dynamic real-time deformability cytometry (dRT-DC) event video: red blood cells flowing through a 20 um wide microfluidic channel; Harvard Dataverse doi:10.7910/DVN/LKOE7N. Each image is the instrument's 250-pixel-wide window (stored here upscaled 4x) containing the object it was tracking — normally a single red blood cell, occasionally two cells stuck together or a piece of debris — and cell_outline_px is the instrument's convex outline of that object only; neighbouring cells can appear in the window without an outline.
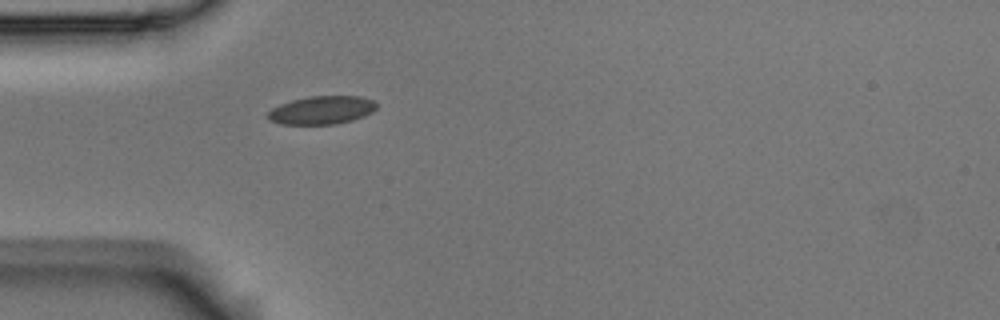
{"species": "Egyptian fruit bat (a non-hibernating species)", "species_latin": "Rousettus aegyptiacus", "temperature_condition": "room temperature", "stored_images_in_passage": 5, "segment_of_instrument_passage": [2, 2], "camera_frame_rate_fps": 3000, "um_per_image_px": 0.085, "animal": {"sex": "male"}, "frame": {"image": 1, "passage_image": 5, "time_ms": 1.333, "image_size_px": [1000, 320], "cell_outline_px": [[376, 108], [372, 112], [364, 116], [352, 120], [336, 124], [280, 124], [268, 120], [264, 116], [272, 108], [280, 104], [292, 100], [308, 96], [360, 96], [372, 100], [376, 104]], "centroid_in_image_um": [27.3, 9.36], "position_along_channel_um": 57.7, "area_um2": 17.98}}